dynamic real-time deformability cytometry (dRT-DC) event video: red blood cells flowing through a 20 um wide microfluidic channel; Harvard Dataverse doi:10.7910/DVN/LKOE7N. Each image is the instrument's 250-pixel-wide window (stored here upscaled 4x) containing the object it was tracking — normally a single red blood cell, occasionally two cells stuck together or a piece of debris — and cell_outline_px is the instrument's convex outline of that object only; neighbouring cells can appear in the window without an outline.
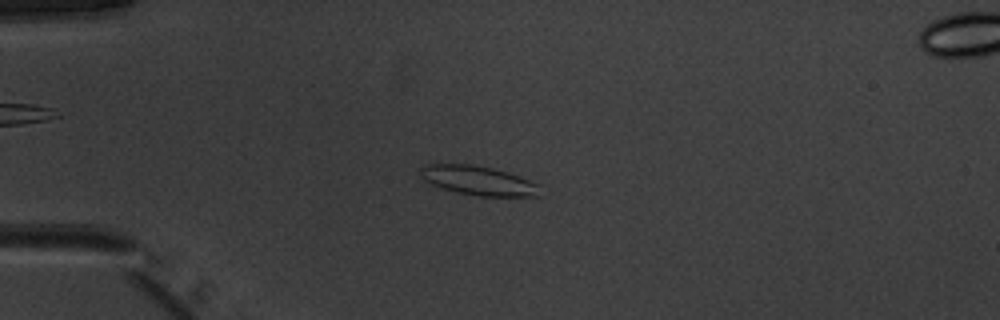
{"species": "common noctule bat (a hibernating species)", "species_latin": "Nyctalus noctula", "temperature_condition": "warm", "stored_images_in_passage": 52, "camera_frame_rate_fps": 3000, "um_per_image_px": 0.085, "animal": {"sex": "male", "body_mass_g": 20.1, "forearm_length_mm": 53.5}, "frame": {"image": 1, "passage_image": 14, "time_ms": 4.333, "image_size_px": [1000, 320], "cell_outline_px": [[540, 196], [480, 196], [456, 192], [432, 184], [424, 180], [420, 176], [420, 168], [424, 164], [468, 164], [492, 168], [508, 172], [520, 176], [540, 184]], "centroid_in_image_um": [40.68, 15.34], "position_along_channel_um": 44.3, "area_um2": 20.4}}
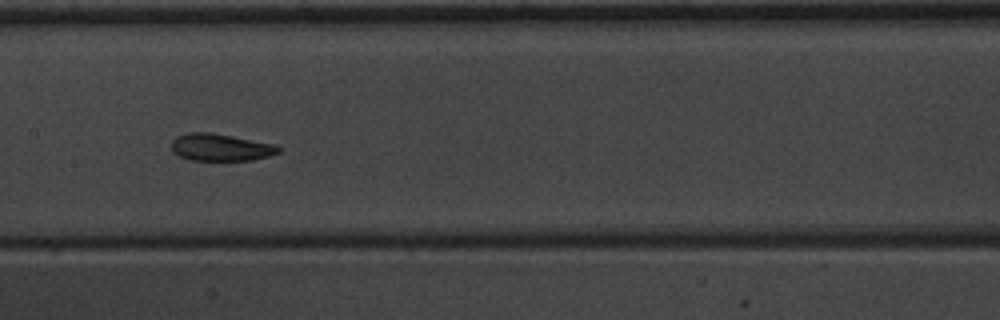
{"frame": {"image": 2, "passage_image": 27, "time_ms": 8.667, "image_size_px": [1000, 320], "cell_outline_px": [[284, 148], [280, 152], [268, 156], [252, 160], [188, 160], [172, 152], [172, 140], [176, 136], [188, 132], [212, 132], [276, 144]], "centroid_in_image_um": [18.77, 12.51], "position_along_channel_um": 188.6, "area_um2": 17.22}}
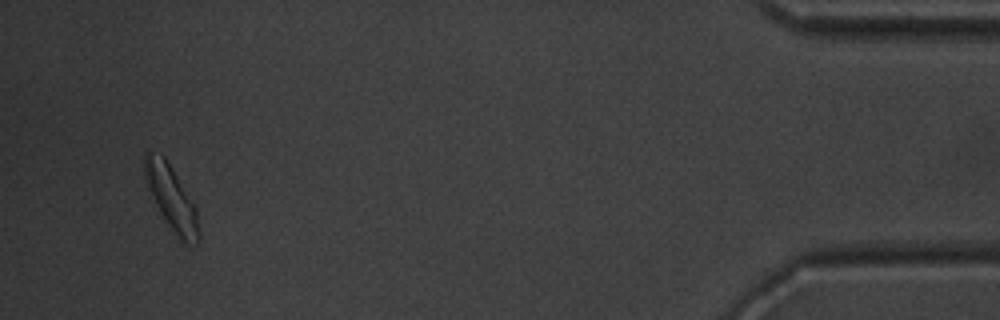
{"frame": {"image": 3, "passage_image": 50, "time_ms": 16.333, "image_size_px": [1000, 320], "cell_outline_px": [[200, 240], [196, 244], [176, 240], [160, 212], [148, 188], [144, 176], [144, 152], [160, 152], [164, 156], [196, 204], [200, 232]], "centroid_in_image_um": [14.6, 16.86], "position_along_channel_um": 420.6, "area_um2": 20.75}, "authors_computed_cell_mechanics": {"area_um2": 18.2648, "velocity_mm_per_s": 3.9366, "shape_relaxation_time_tau1_ms": 3.9269, "shape_relaxation_time_tau2_ms": 1.5893, "deformation_change_tau1": 0.0921, "deformation_change_tau2": 0.0855}}